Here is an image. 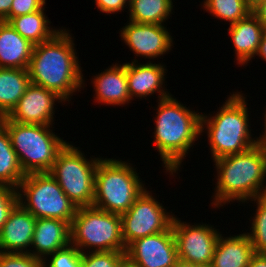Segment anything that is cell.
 <instances>
[{"label":"cell","mask_w":266,"mask_h":267,"mask_svg":"<svg viewBox=\"0 0 266 267\" xmlns=\"http://www.w3.org/2000/svg\"><path fill=\"white\" fill-rule=\"evenodd\" d=\"M254 254L246 232L228 237L220 234L210 267H248Z\"/></svg>","instance_id":"cell-21"},{"label":"cell","mask_w":266,"mask_h":267,"mask_svg":"<svg viewBox=\"0 0 266 267\" xmlns=\"http://www.w3.org/2000/svg\"><path fill=\"white\" fill-rule=\"evenodd\" d=\"M255 202V215L251 217L250 232H247L255 253H266V195L244 202ZM254 202V203H253Z\"/></svg>","instance_id":"cell-27"},{"label":"cell","mask_w":266,"mask_h":267,"mask_svg":"<svg viewBox=\"0 0 266 267\" xmlns=\"http://www.w3.org/2000/svg\"><path fill=\"white\" fill-rule=\"evenodd\" d=\"M13 0H0V21H2L10 12Z\"/></svg>","instance_id":"cell-36"},{"label":"cell","mask_w":266,"mask_h":267,"mask_svg":"<svg viewBox=\"0 0 266 267\" xmlns=\"http://www.w3.org/2000/svg\"><path fill=\"white\" fill-rule=\"evenodd\" d=\"M36 220L18 203L0 231V252L29 253Z\"/></svg>","instance_id":"cell-17"},{"label":"cell","mask_w":266,"mask_h":267,"mask_svg":"<svg viewBox=\"0 0 266 267\" xmlns=\"http://www.w3.org/2000/svg\"><path fill=\"white\" fill-rule=\"evenodd\" d=\"M44 6L46 0H13L9 14L2 21L8 22L13 17L34 13Z\"/></svg>","instance_id":"cell-32"},{"label":"cell","mask_w":266,"mask_h":267,"mask_svg":"<svg viewBox=\"0 0 266 267\" xmlns=\"http://www.w3.org/2000/svg\"><path fill=\"white\" fill-rule=\"evenodd\" d=\"M248 267H266V253H255Z\"/></svg>","instance_id":"cell-35"},{"label":"cell","mask_w":266,"mask_h":267,"mask_svg":"<svg viewBox=\"0 0 266 267\" xmlns=\"http://www.w3.org/2000/svg\"><path fill=\"white\" fill-rule=\"evenodd\" d=\"M113 158H101L95 172L94 207L106 212L123 214L147 188L137 167Z\"/></svg>","instance_id":"cell-5"},{"label":"cell","mask_w":266,"mask_h":267,"mask_svg":"<svg viewBox=\"0 0 266 267\" xmlns=\"http://www.w3.org/2000/svg\"><path fill=\"white\" fill-rule=\"evenodd\" d=\"M74 39L68 29L61 27L51 39L34 45L27 68L32 84L53 91L65 103L87 85Z\"/></svg>","instance_id":"cell-1"},{"label":"cell","mask_w":266,"mask_h":267,"mask_svg":"<svg viewBox=\"0 0 266 267\" xmlns=\"http://www.w3.org/2000/svg\"><path fill=\"white\" fill-rule=\"evenodd\" d=\"M86 156L79 147L67 142L49 172L77 208L93 205L95 172L102 158Z\"/></svg>","instance_id":"cell-8"},{"label":"cell","mask_w":266,"mask_h":267,"mask_svg":"<svg viewBox=\"0 0 266 267\" xmlns=\"http://www.w3.org/2000/svg\"><path fill=\"white\" fill-rule=\"evenodd\" d=\"M55 102L66 104L53 91L31 83L7 117L20 124L54 125Z\"/></svg>","instance_id":"cell-13"},{"label":"cell","mask_w":266,"mask_h":267,"mask_svg":"<svg viewBox=\"0 0 266 267\" xmlns=\"http://www.w3.org/2000/svg\"><path fill=\"white\" fill-rule=\"evenodd\" d=\"M255 56L261 57L266 62V31H264L261 41L259 43V48Z\"/></svg>","instance_id":"cell-37"},{"label":"cell","mask_w":266,"mask_h":267,"mask_svg":"<svg viewBox=\"0 0 266 267\" xmlns=\"http://www.w3.org/2000/svg\"><path fill=\"white\" fill-rule=\"evenodd\" d=\"M0 267H43V260L29 253L0 252Z\"/></svg>","instance_id":"cell-30"},{"label":"cell","mask_w":266,"mask_h":267,"mask_svg":"<svg viewBox=\"0 0 266 267\" xmlns=\"http://www.w3.org/2000/svg\"><path fill=\"white\" fill-rule=\"evenodd\" d=\"M173 267H203V266L185 262V261L178 259Z\"/></svg>","instance_id":"cell-40"},{"label":"cell","mask_w":266,"mask_h":267,"mask_svg":"<svg viewBox=\"0 0 266 267\" xmlns=\"http://www.w3.org/2000/svg\"><path fill=\"white\" fill-rule=\"evenodd\" d=\"M129 21L165 25L171 17L172 0H133L129 5Z\"/></svg>","instance_id":"cell-25"},{"label":"cell","mask_w":266,"mask_h":267,"mask_svg":"<svg viewBox=\"0 0 266 267\" xmlns=\"http://www.w3.org/2000/svg\"><path fill=\"white\" fill-rule=\"evenodd\" d=\"M19 204L36 219H60L71 224L77 207L49 172L26 174L17 188Z\"/></svg>","instance_id":"cell-9"},{"label":"cell","mask_w":266,"mask_h":267,"mask_svg":"<svg viewBox=\"0 0 266 267\" xmlns=\"http://www.w3.org/2000/svg\"><path fill=\"white\" fill-rule=\"evenodd\" d=\"M252 13L257 17L260 25L266 31V1L262 2L255 9H253Z\"/></svg>","instance_id":"cell-34"},{"label":"cell","mask_w":266,"mask_h":267,"mask_svg":"<svg viewBox=\"0 0 266 267\" xmlns=\"http://www.w3.org/2000/svg\"><path fill=\"white\" fill-rule=\"evenodd\" d=\"M227 30L233 43L236 64L246 67L257 54L264 28L257 17L250 13L246 18L229 25Z\"/></svg>","instance_id":"cell-19"},{"label":"cell","mask_w":266,"mask_h":267,"mask_svg":"<svg viewBox=\"0 0 266 267\" xmlns=\"http://www.w3.org/2000/svg\"><path fill=\"white\" fill-rule=\"evenodd\" d=\"M153 62V60H149L145 64L140 62L126 63V77L131 101L134 99L135 101L136 99H146L154 95V93H157L158 100L171 95L170 91H167L164 86H167L165 84L168 72L166 65L160 62H157V64Z\"/></svg>","instance_id":"cell-15"},{"label":"cell","mask_w":266,"mask_h":267,"mask_svg":"<svg viewBox=\"0 0 266 267\" xmlns=\"http://www.w3.org/2000/svg\"><path fill=\"white\" fill-rule=\"evenodd\" d=\"M266 110V109H265ZM264 131H262V134L259 136L260 138V143L264 146V148L266 149V111L264 112Z\"/></svg>","instance_id":"cell-39"},{"label":"cell","mask_w":266,"mask_h":267,"mask_svg":"<svg viewBox=\"0 0 266 267\" xmlns=\"http://www.w3.org/2000/svg\"><path fill=\"white\" fill-rule=\"evenodd\" d=\"M146 188L127 212L121 214L122 238L127 248L133 241L167 231L174 214Z\"/></svg>","instance_id":"cell-10"},{"label":"cell","mask_w":266,"mask_h":267,"mask_svg":"<svg viewBox=\"0 0 266 267\" xmlns=\"http://www.w3.org/2000/svg\"><path fill=\"white\" fill-rule=\"evenodd\" d=\"M82 253L73 245L48 255L43 260V267H81Z\"/></svg>","instance_id":"cell-28"},{"label":"cell","mask_w":266,"mask_h":267,"mask_svg":"<svg viewBox=\"0 0 266 267\" xmlns=\"http://www.w3.org/2000/svg\"><path fill=\"white\" fill-rule=\"evenodd\" d=\"M243 94L234 91L219 106L217 113L201 115V136L207 134L213 161L244 152L260 142L259 137L253 136L252 128L249 129L250 111L245 100L247 95Z\"/></svg>","instance_id":"cell-4"},{"label":"cell","mask_w":266,"mask_h":267,"mask_svg":"<svg viewBox=\"0 0 266 267\" xmlns=\"http://www.w3.org/2000/svg\"><path fill=\"white\" fill-rule=\"evenodd\" d=\"M30 84L27 69L0 68V118L11 113Z\"/></svg>","instance_id":"cell-22"},{"label":"cell","mask_w":266,"mask_h":267,"mask_svg":"<svg viewBox=\"0 0 266 267\" xmlns=\"http://www.w3.org/2000/svg\"><path fill=\"white\" fill-rule=\"evenodd\" d=\"M174 97L171 94L157 101L153 128V144L169 177H177L183 160L201 136L202 112L187 108Z\"/></svg>","instance_id":"cell-2"},{"label":"cell","mask_w":266,"mask_h":267,"mask_svg":"<svg viewBox=\"0 0 266 267\" xmlns=\"http://www.w3.org/2000/svg\"><path fill=\"white\" fill-rule=\"evenodd\" d=\"M166 27L127 21L122 30L119 29L122 42L136 55L132 62H139L136 57L155 60L172 51L174 38Z\"/></svg>","instance_id":"cell-12"},{"label":"cell","mask_w":266,"mask_h":267,"mask_svg":"<svg viewBox=\"0 0 266 267\" xmlns=\"http://www.w3.org/2000/svg\"><path fill=\"white\" fill-rule=\"evenodd\" d=\"M33 48L8 22L0 21V68L27 69Z\"/></svg>","instance_id":"cell-20"},{"label":"cell","mask_w":266,"mask_h":267,"mask_svg":"<svg viewBox=\"0 0 266 267\" xmlns=\"http://www.w3.org/2000/svg\"><path fill=\"white\" fill-rule=\"evenodd\" d=\"M71 245L81 253L118 251L126 253L121 216L94 206L78 207L70 224Z\"/></svg>","instance_id":"cell-7"},{"label":"cell","mask_w":266,"mask_h":267,"mask_svg":"<svg viewBox=\"0 0 266 267\" xmlns=\"http://www.w3.org/2000/svg\"><path fill=\"white\" fill-rule=\"evenodd\" d=\"M18 203L17 189L7 185H0V231Z\"/></svg>","instance_id":"cell-31"},{"label":"cell","mask_w":266,"mask_h":267,"mask_svg":"<svg viewBox=\"0 0 266 267\" xmlns=\"http://www.w3.org/2000/svg\"><path fill=\"white\" fill-rule=\"evenodd\" d=\"M45 14V6L34 13L11 18L8 23L33 45L51 39L61 28H54ZM54 28V29H53Z\"/></svg>","instance_id":"cell-23"},{"label":"cell","mask_w":266,"mask_h":267,"mask_svg":"<svg viewBox=\"0 0 266 267\" xmlns=\"http://www.w3.org/2000/svg\"><path fill=\"white\" fill-rule=\"evenodd\" d=\"M247 6L253 10L255 9L259 4H261L262 2H265L266 0H245Z\"/></svg>","instance_id":"cell-41"},{"label":"cell","mask_w":266,"mask_h":267,"mask_svg":"<svg viewBox=\"0 0 266 267\" xmlns=\"http://www.w3.org/2000/svg\"><path fill=\"white\" fill-rule=\"evenodd\" d=\"M202 3L200 5H203L204 11L209 12L218 20L228 21V25L236 23L252 13L245 0H204Z\"/></svg>","instance_id":"cell-26"},{"label":"cell","mask_w":266,"mask_h":267,"mask_svg":"<svg viewBox=\"0 0 266 267\" xmlns=\"http://www.w3.org/2000/svg\"><path fill=\"white\" fill-rule=\"evenodd\" d=\"M128 4H130L133 0H126Z\"/></svg>","instance_id":"cell-42"},{"label":"cell","mask_w":266,"mask_h":267,"mask_svg":"<svg viewBox=\"0 0 266 267\" xmlns=\"http://www.w3.org/2000/svg\"><path fill=\"white\" fill-rule=\"evenodd\" d=\"M0 122L9 133L24 173L50 172L58 152L67 143L58 133L53 132L54 126L20 124L7 116L0 118Z\"/></svg>","instance_id":"cell-6"},{"label":"cell","mask_w":266,"mask_h":267,"mask_svg":"<svg viewBox=\"0 0 266 267\" xmlns=\"http://www.w3.org/2000/svg\"><path fill=\"white\" fill-rule=\"evenodd\" d=\"M71 244L70 223L60 219L38 218L29 254L44 260Z\"/></svg>","instance_id":"cell-18"},{"label":"cell","mask_w":266,"mask_h":267,"mask_svg":"<svg viewBox=\"0 0 266 267\" xmlns=\"http://www.w3.org/2000/svg\"><path fill=\"white\" fill-rule=\"evenodd\" d=\"M124 255L118 251L84 252L81 267H117Z\"/></svg>","instance_id":"cell-29"},{"label":"cell","mask_w":266,"mask_h":267,"mask_svg":"<svg viewBox=\"0 0 266 267\" xmlns=\"http://www.w3.org/2000/svg\"><path fill=\"white\" fill-rule=\"evenodd\" d=\"M96 7L100 12L106 15L117 14L125 9H129V5L126 0H94Z\"/></svg>","instance_id":"cell-33"},{"label":"cell","mask_w":266,"mask_h":267,"mask_svg":"<svg viewBox=\"0 0 266 267\" xmlns=\"http://www.w3.org/2000/svg\"><path fill=\"white\" fill-rule=\"evenodd\" d=\"M213 162L217 175L212 208L218 209L235 200L243 204L266 195V149L260 142L244 152Z\"/></svg>","instance_id":"cell-3"},{"label":"cell","mask_w":266,"mask_h":267,"mask_svg":"<svg viewBox=\"0 0 266 267\" xmlns=\"http://www.w3.org/2000/svg\"><path fill=\"white\" fill-rule=\"evenodd\" d=\"M117 267H139L135 262H133L127 255H124Z\"/></svg>","instance_id":"cell-38"},{"label":"cell","mask_w":266,"mask_h":267,"mask_svg":"<svg viewBox=\"0 0 266 267\" xmlns=\"http://www.w3.org/2000/svg\"><path fill=\"white\" fill-rule=\"evenodd\" d=\"M172 230L178 259L203 267H210L215 246L221 234L219 228L216 229V226L203 222L192 225V223L182 221L175 215L172 221Z\"/></svg>","instance_id":"cell-11"},{"label":"cell","mask_w":266,"mask_h":267,"mask_svg":"<svg viewBox=\"0 0 266 267\" xmlns=\"http://www.w3.org/2000/svg\"><path fill=\"white\" fill-rule=\"evenodd\" d=\"M93 77L91 79L95 93L93 98L99 106L103 104L123 107L125 104L131 103L126 77V62L122 64L112 63L103 72L95 74Z\"/></svg>","instance_id":"cell-16"},{"label":"cell","mask_w":266,"mask_h":267,"mask_svg":"<svg viewBox=\"0 0 266 267\" xmlns=\"http://www.w3.org/2000/svg\"><path fill=\"white\" fill-rule=\"evenodd\" d=\"M25 175L12 147L9 133L0 122V185L17 189Z\"/></svg>","instance_id":"cell-24"},{"label":"cell","mask_w":266,"mask_h":267,"mask_svg":"<svg viewBox=\"0 0 266 267\" xmlns=\"http://www.w3.org/2000/svg\"><path fill=\"white\" fill-rule=\"evenodd\" d=\"M125 255L139 267H173L178 253L172 226L167 231L133 241Z\"/></svg>","instance_id":"cell-14"}]
</instances>
